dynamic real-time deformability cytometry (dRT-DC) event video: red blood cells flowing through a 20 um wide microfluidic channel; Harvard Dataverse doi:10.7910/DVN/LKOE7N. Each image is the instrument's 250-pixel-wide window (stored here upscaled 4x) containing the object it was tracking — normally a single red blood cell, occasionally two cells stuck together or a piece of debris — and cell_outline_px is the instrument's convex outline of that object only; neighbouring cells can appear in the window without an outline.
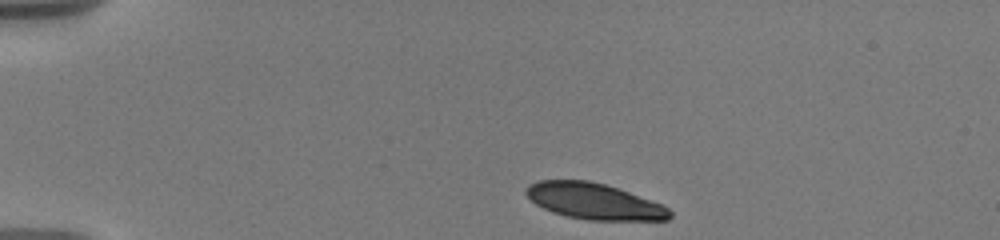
{"species": "human", "species_latin": "Homo sapiens", "temperature_condition": "warm", "stored_images_in_passage": 9, "camera_frame_rate_fps": 3000, "um_per_image_px": 0.085, "donor": {"sex": "male"}, "frame": {"image": 1, "passage_image": 1, "time_ms": 0.0, "image_size_px": [1000, 240], "cell_outline_px": [[672, 216], [668, 220], [588, 220], [568, 216], [552, 212], [536, 204], [524, 192], [524, 188], [528, 184], [540, 180], [588, 180], [604, 184], [628, 192], [660, 204], [668, 208], [672, 212]], "centroid_in_image_um": [50.47, 17.11], "position_along_channel_um": 34.5, "area_um2": 29.94}}
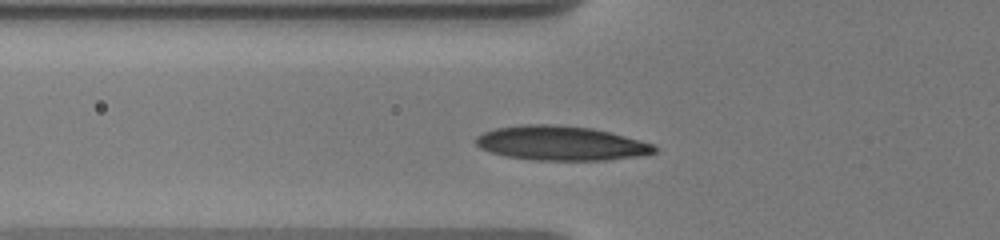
{"frame": {"image": 2, "passage_image": 6, "time_ms": 3.0, "image_size_px": [1000, 240], "cell_outline_px": [[656, 152], [636, 156], [604, 160], [536, 160], [504, 156], [480, 148], [476, 144], [476, 136], [484, 132], [496, 128], [524, 124], [552, 124], [592, 128], [624, 136], [652, 144], [656, 148]], "centroid_in_image_um": [47.63, 12.17], "position_along_channel_um": 78.2, "area_um2": 35.43}}
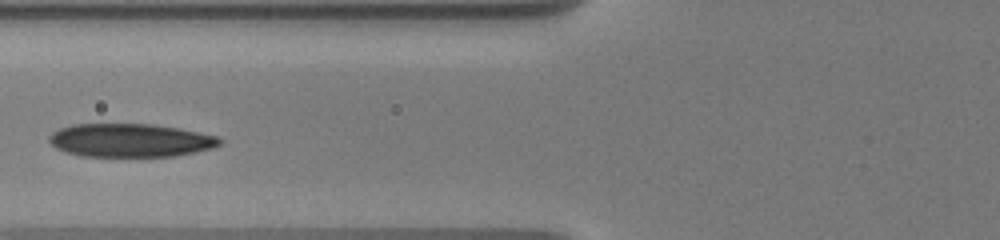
{"frame": {"image": 3, "passage_image": 8, "time_ms": 4.0, "image_size_px": [1000, 240], "cell_outline_px": [[220, 144], [212, 148], [176, 156], [80, 156], [56, 148], [48, 140], [48, 136], [52, 132], [60, 128], [72, 124], [152, 124], [180, 128], [216, 136], [220, 140]], "centroid_in_image_um": [11.04, 11.92], "position_along_channel_um": 114.8, "area_um2": 33.06}}